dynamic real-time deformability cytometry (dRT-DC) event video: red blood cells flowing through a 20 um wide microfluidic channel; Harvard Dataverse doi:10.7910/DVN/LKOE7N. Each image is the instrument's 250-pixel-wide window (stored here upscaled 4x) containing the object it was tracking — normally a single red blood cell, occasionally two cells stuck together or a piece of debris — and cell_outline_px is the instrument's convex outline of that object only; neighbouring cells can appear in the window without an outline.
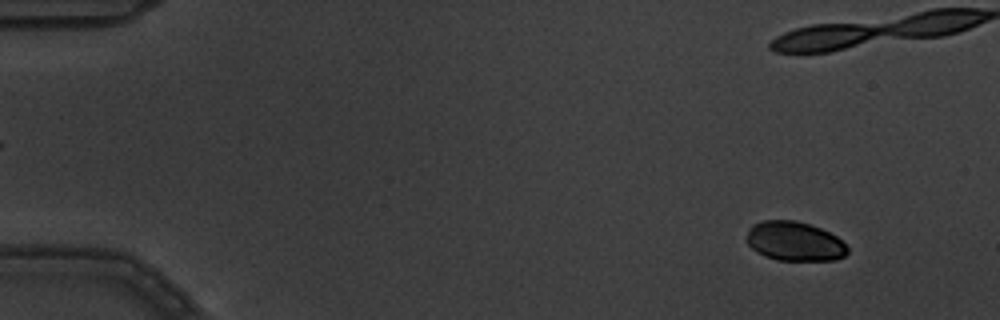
{"species": "common noctule bat (a hibernating species)", "species_latin": "Nyctalus noctula", "temperature_condition": "warm", "stored_images_in_passage": 4, "camera_frame_rate_fps": 3000, "um_per_image_px": 0.085, "animal": {"sex": "male", "body_mass_g": 19.5, "forearm_length_mm": 54.6}, "frame": {"image": 1, "passage_image": 1, "time_ms": 0.0, "image_size_px": [1000, 320], "cell_outline_px": [[848, 252], [844, 256], [836, 260], [776, 260], [764, 256], [756, 252], [748, 244], [748, 228], [752, 224], [764, 220], [796, 220], [820, 228], [836, 236], [848, 248]], "centroid_in_image_um": [67.52, 20.51], "position_along_channel_um": 17.5, "area_um2": 23.06}}